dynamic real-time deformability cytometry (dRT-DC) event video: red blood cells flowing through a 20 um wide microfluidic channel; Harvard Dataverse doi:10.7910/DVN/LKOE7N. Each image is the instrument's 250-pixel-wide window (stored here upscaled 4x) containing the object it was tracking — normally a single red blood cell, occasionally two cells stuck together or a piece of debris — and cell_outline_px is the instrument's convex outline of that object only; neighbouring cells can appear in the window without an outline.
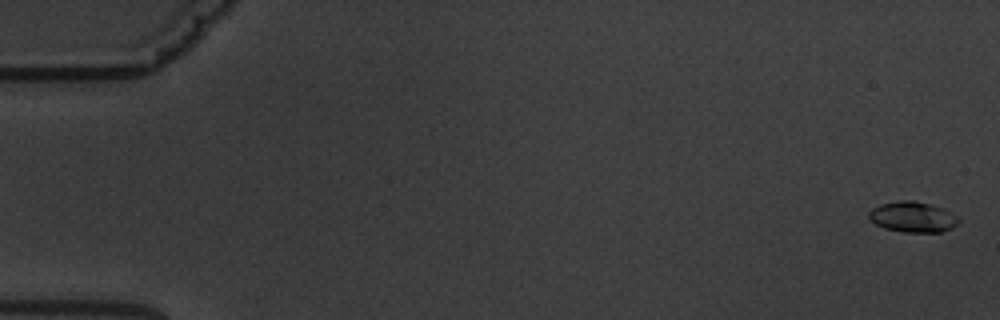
{"species": "common noctule bat (a hibernating species)", "species_latin": "Nyctalus noctula", "temperature_condition": "warm", "stored_images_in_passage": 6, "camera_frame_rate_fps": 3000, "um_per_image_px": 0.085, "animal": {"sex": "male", "body_mass_g": 19.5, "forearm_length_mm": 54.6}, "frame": {"image": 1, "passage_image": 1, "time_ms": 0.0, "image_size_px": [1000, 320], "cell_outline_px": [[960, 220], [952, 228], [940, 232], [904, 232], [884, 228], [876, 224], [868, 216], [868, 212], [872, 208], [880, 204], [900, 200], [912, 200], [928, 204], [940, 208], [960, 216]], "centroid_in_image_um": [77.58, 18.44], "position_along_channel_um": 7.4, "area_um2": 15.9}}
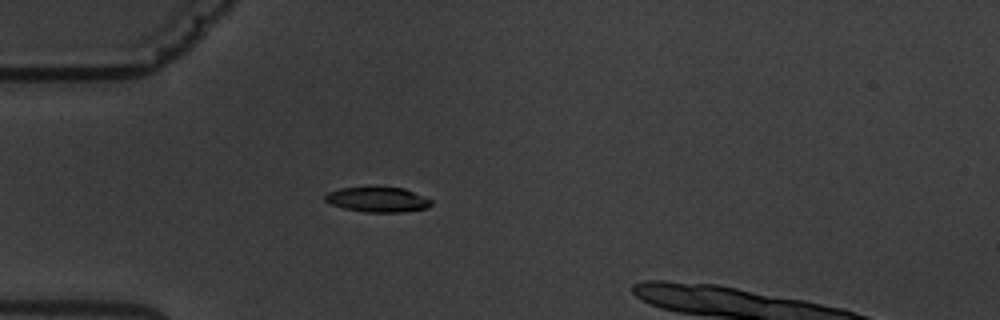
{"frame": {"image": 2, "passage_image": 5, "time_ms": 5.333, "image_size_px": [1000, 320], "cell_outline_px": [[432, 204], [428, 208], [400, 212], [364, 212], [344, 208], [332, 204], [324, 200], [324, 196], [328, 192], [340, 188], [404, 188], [432, 200]], "centroid_in_image_um": [32.1, 16.98], "position_along_channel_um": 52.9, "area_um2": 15.2}}